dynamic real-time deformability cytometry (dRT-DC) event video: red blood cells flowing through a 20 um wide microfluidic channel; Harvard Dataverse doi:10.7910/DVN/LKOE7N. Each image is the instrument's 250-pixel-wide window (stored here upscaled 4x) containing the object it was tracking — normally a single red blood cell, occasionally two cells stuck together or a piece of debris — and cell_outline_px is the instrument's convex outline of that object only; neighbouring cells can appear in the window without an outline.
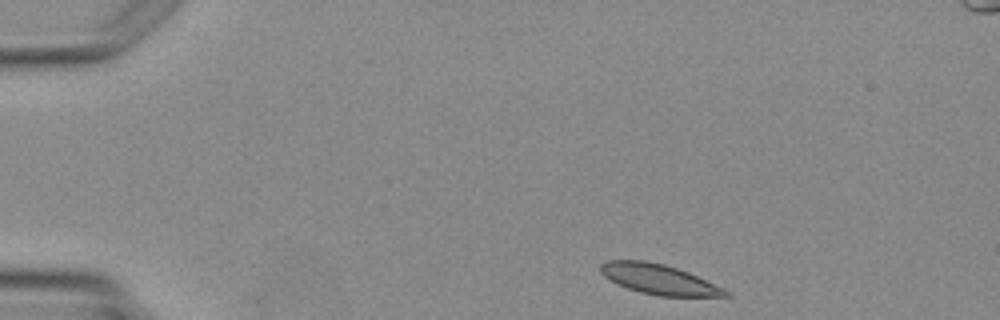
{"species": "Egyptian fruit bat (a non-hibernating species)", "species_latin": "Rousettus aegyptiacus", "temperature_condition": "warm", "stored_images_in_passage": 3, "camera_frame_rate_fps": 3000, "um_per_image_px": 0.085, "animal": {"sex": "female"}, "frame": {"image": 1, "passage_image": 1, "time_ms": 0.0, "image_size_px": [1000, 320], "cell_outline_px": [[732, 296], [660, 296], [640, 292], [616, 284], [604, 276], [600, 272], [600, 264], [608, 260], [644, 260], [664, 264], [688, 272], [724, 288], [732, 292]], "centroid_in_image_um": [56.01, 23.74], "position_along_channel_um": 29.0, "area_um2": 21.91}}